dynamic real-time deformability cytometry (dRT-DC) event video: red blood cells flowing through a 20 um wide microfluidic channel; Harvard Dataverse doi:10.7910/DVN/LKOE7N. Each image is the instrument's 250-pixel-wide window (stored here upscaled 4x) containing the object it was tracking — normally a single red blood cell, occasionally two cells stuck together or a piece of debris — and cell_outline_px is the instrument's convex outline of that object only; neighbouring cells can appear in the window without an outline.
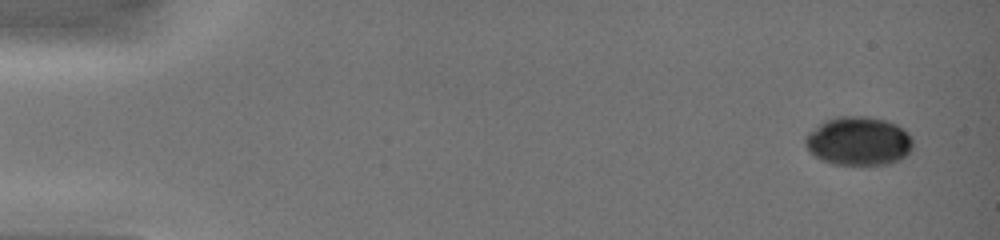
{"species": "common noctule bat (a hibernating species)", "species_latin": "Nyctalus noctula", "temperature_condition": "warm", "stored_images_in_passage": 6, "camera_frame_rate_fps": 3000, "um_per_image_px": 0.085, "animal": {"sex": "female", "body_mass_g": 19.0, "forearm_length_mm": 51.5}, "frame": {"image": 1, "passage_image": 1, "time_ms": 0.0, "image_size_px": [1000, 240], "cell_outline_px": [[912, 148], [900, 160], [888, 164], [832, 164], [820, 160], [812, 156], [808, 152], [804, 144], [804, 136], [808, 132], [824, 120], [836, 116], [868, 116], [888, 120], [904, 128], [912, 136]], "centroid_in_image_um": [72.94, 11.98], "position_along_channel_um": 12.1, "area_um2": 31.15}}
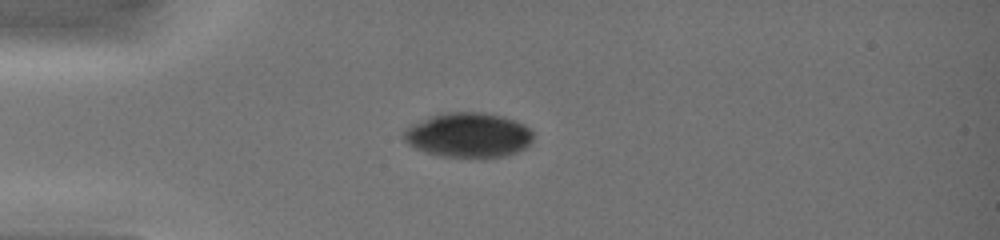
{"frame": {"image": 2, "passage_image": 5, "time_ms": 3.667, "image_size_px": [1000, 240], "cell_outline_px": [[532, 140], [524, 148], [516, 152], [504, 156], [484, 160], [480, 160], [440, 156], [424, 152], [412, 148], [404, 140], [400, 132], [404, 128], [428, 116], [444, 112], [484, 112], [500, 116], [524, 124], [532, 132]], "centroid_in_image_um": [39.74, 11.52], "position_along_channel_um": 45.3, "area_um2": 34.68}}
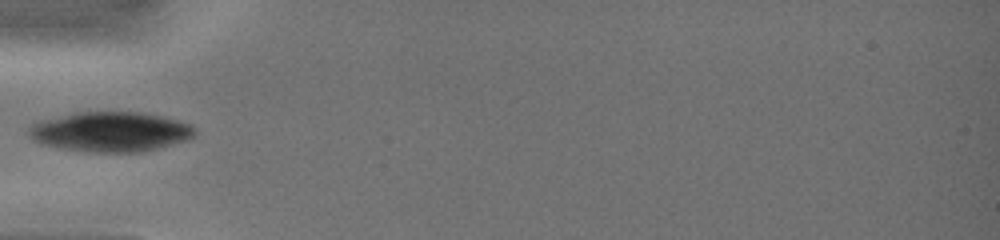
{"frame": {"image": 3, "passage_image": 6, "time_ms": 5.0, "image_size_px": [1000, 240], "cell_outline_px": [[196, 136], [188, 140], [140, 152], [88, 152], [56, 148], [40, 144], [32, 140], [28, 136], [28, 128], [36, 120], [76, 112], [144, 112], [164, 116], [192, 124], [196, 128]], "centroid_in_image_um": [9.36, 11.19], "position_along_channel_um": 75.6, "area_um2": 39.36}}